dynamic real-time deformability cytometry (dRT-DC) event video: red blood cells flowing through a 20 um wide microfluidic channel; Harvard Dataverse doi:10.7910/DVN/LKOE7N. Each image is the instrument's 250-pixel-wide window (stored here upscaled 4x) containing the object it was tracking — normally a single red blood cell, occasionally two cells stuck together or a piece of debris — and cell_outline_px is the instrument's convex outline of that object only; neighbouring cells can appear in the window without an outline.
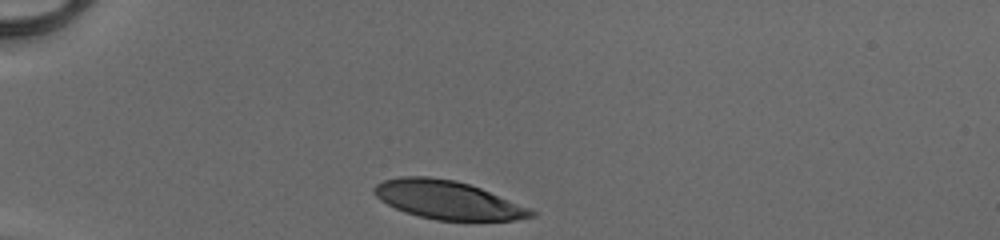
{"species": "human", "species_latin": "Homo sapiens", "temperature_condition": "cold", "stored_images_in_passage": 30, "camera_frame_rate_fps": 3000, "um_per_image_px": 0.085, "donor": {"sex": "male"}, "frame": {"image": 1, "passage_image": 1, "time_ms": 0.0, "image_size_px": [1000, 240], "cell_outline_px": [[536, 216], [516, 220], [436, 220], [404, 212], [380, 200], [372, 192], [372, 188], [376, 184], [384, 180], [400, 176], [428, 176], [456, 180], [480, 188], [528, 208], [536, 212]], "centroid_in_image_um": [38.0, 16.99], "position_along_channel_um": 47.0, "area_um2": 34.85}}
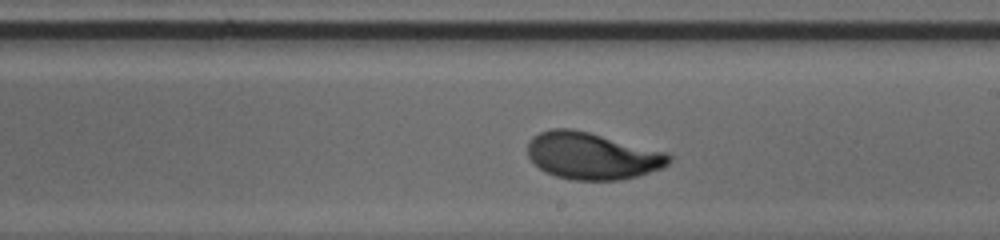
{"frame": {"image": 2, "passage_image": 18, "time_ms": 5.667, "image_size_px": [1000, 240], "cell_outline_px": [[672, 160], [664, 168], [640, 176], [620, 180], [572, 180], [556, 176], [544, 172], [528, 156], [528, 140], [532, 136], [540, 132], [552, 128], [572, 128], [668, 152], [672, 156]], "centroid_in_image_um": [50.36, 13.25], "position_along_channel_um": 238.6, "area_um2": 39.02}}
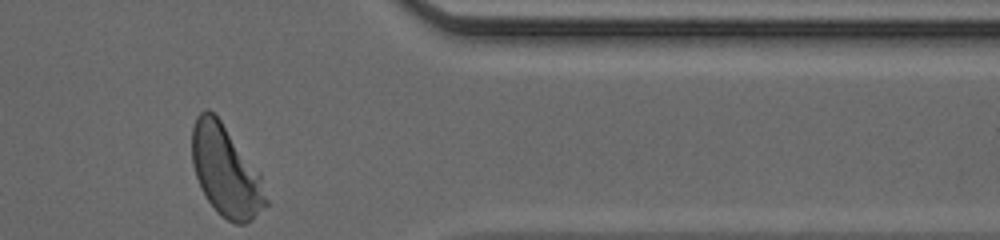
{"frame": {"image": 3, "passage_image": 30, "time_ms": 9.667, "image_size_px": [1000, 240], "cell_outline_px": [[268, 204], [252, 220], [244, 224], [236, 224], [220, 216], [216, 212], [208, 200], [196, 176], [192, 164], [192, 128], [196, 116], [200, 112], [208, 108], [220, 120], [260, 172], [268, 200]], "centroid_in_image_um": [19.2, 14.55], "position_along_channel_um": 392.2, "area_um2": 39.02}, "authors_computed_cell_mechanics": {"area_um2": 38.0324, "velocity_mm_per_s": 4.0981, "shape_relaxation_time_tau1_ms": 2.3676, "shape_relaxation_time_tau2_ms": null, "deformation_change_tau1": 0.1575, "deformation_change_tau2": null}}